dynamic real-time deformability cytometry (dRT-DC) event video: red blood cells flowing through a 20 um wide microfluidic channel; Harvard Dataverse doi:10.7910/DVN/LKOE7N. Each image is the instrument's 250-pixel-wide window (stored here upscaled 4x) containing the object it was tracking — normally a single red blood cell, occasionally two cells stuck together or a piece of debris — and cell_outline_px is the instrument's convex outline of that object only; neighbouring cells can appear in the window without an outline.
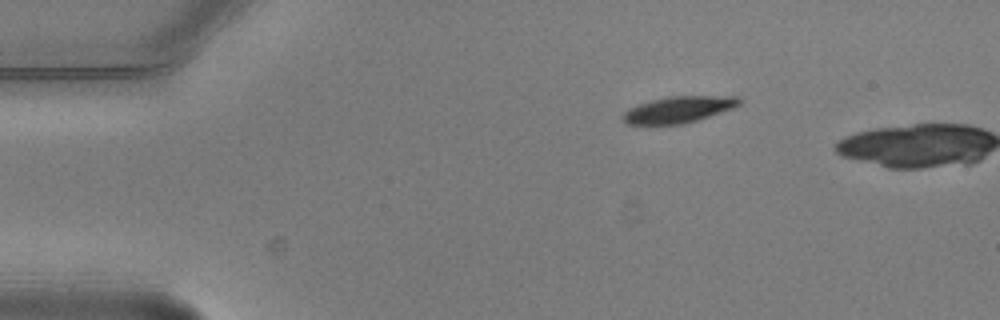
{"species": "common noctule bat (a hibernating species)", "species_latin": "Nyctalus noctula", "temperature_condition": "warm", "stored_images_in_passage": 2, "camera_frame_rate_fps": 3000, "um_per_image_px": 0.085, "animal": {"sex": "male", "body_mass_g": 20.5, "forearm_length_mm": 52.5}, "frame": {"image": 1, "passage_image": 1, "time_ms": 0.0, "image_size_px": [1000, 320], "cell_outline_px": [[740, 104], [732, 108], [684, 124], [628, 124], [620, 116], [628, 108], [652, 100], [668, 96], [740, 96]], "centroid_in_image_um": [57.66, 9.3], "position_along_channel_um": 27.3, "area_um2": 17.69}}